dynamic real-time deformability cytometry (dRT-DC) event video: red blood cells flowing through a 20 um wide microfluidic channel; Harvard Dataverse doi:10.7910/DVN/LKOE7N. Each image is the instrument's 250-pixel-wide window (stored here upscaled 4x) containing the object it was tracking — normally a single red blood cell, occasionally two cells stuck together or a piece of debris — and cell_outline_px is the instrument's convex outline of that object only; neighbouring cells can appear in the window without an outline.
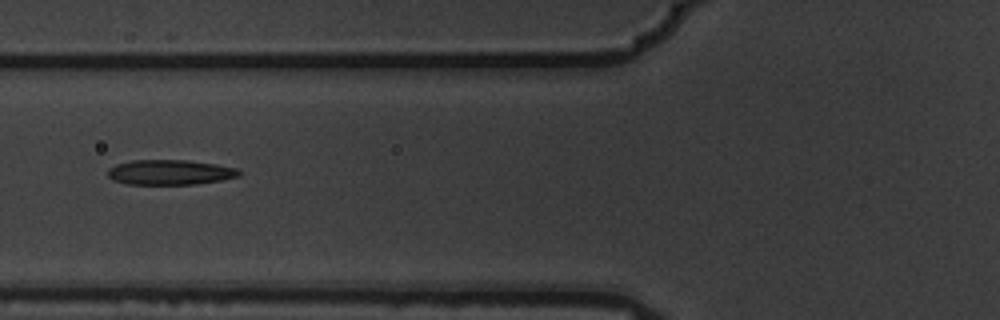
{"species": "common noctule bat (a hibernating species)", "species_latin": "Nyctalus noctula", "temperature_condition": "warm", "stored_images_in_passage": 6, "camera_frame_rate_fps": 3000, "um_per_image_px": 0.085, "animal": {"sex": "male", "body_mass_g": 19.5, "forearm_length_mm": 54.6}, "frame": {"image": 1, "passage_image": 2, "time_ms": 0.333, "image_size_px": [1000, 320], "cell_outline_px": [[244, 172], [240, 176], [220, 180], [196, 184], [128, 184], [112, 180], [108, 176], [108, 168], [116, 164], [132, 160], [188, 160], [216, 164], [236, 168]], "centroid_in_image_um": [14.46, 14.64], "position_along_channel_um": 111.3, "area_um2": 19.25}}
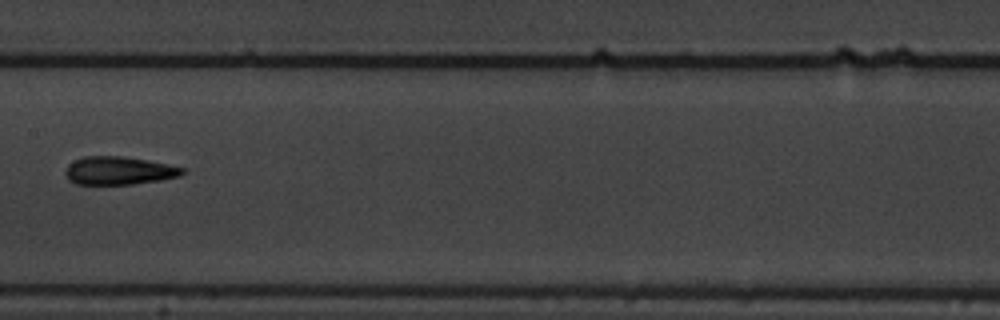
{"frame": {"image": 2, "passage_image": 4, "time_ms": 1.0, "image_size_px": [1000, 320], "cell_outline_px": [[184, 172], [180, 176], [160, 180], [132, 184], [76, 184], [68, 180], [64, 172], [68, 164], [72, 160], [84, 156], [124, 156], [148, 160], [168, 164], [184, 168]], "centroid_in_image_um": [10.07, 14.49], "position_along_channel_um": 197.3, "area_um2": 19.31}}
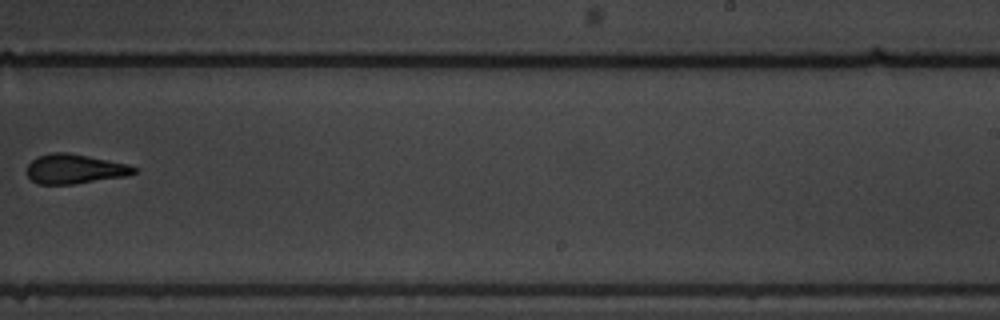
{"frame": {"image": 3, "passage_image": 6, "time_ms": 1.667, "image_size_px": [1000, 320], "cell_outline_px": [[136, 172], [124, 176], [72, 184], [36, 184], [28, 176], [28, 164], [36, 156], [52, 152], [68, 152], [128, 164], [136, 168]], "centroid_in_image_um": [6.31, 14.35], "position_along_channel_um": 282.7, "area_um2": 18.26}}